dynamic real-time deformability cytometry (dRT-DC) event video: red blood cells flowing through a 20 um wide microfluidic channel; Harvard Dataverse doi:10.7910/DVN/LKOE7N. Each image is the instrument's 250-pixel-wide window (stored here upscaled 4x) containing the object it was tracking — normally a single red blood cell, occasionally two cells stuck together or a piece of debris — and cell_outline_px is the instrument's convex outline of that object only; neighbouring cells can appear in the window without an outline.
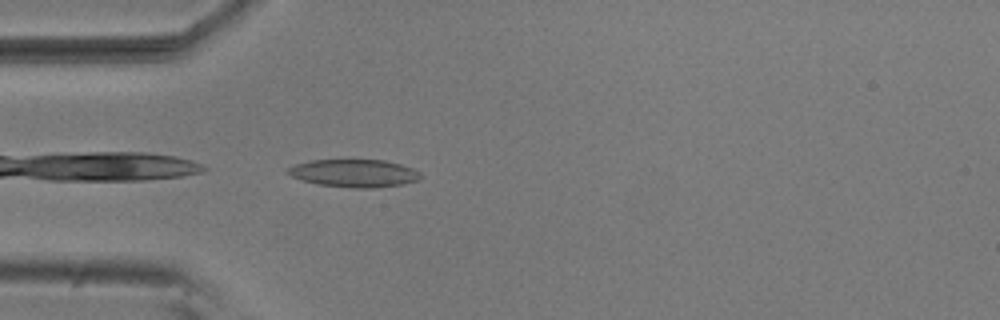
{"species": "common noctule bat (a hibernating species)", "species_latin": "Nyctalus noctula", "temperature_condition": "room temperature", "stored_images_in_passage": 29, "camera_frame_rate_fps": 3000, "um_per_image_px": 0.085, "animal": {"sex": "male", "body_mass_g": 20.5, "forearm_length_mm": 52.5}, "frame": {"image": 1, "passage_image": 1, "time_ms": 0.0, "image_size_px": [1000, 320], "cell_outline_px": [[420, 176], [416, 180], [400, 184], [372, 188], [352, 188], [316, 184], [292, 176], [284, 172], [288, 168], [296, 164], [312, 160], [384, 160], [400, 164], [412, 168], [420, 172]], "centroid_in_image_um": [30.06, 14.72], "position_along_channel_um": 54.9, "area_um2": 21.21}}
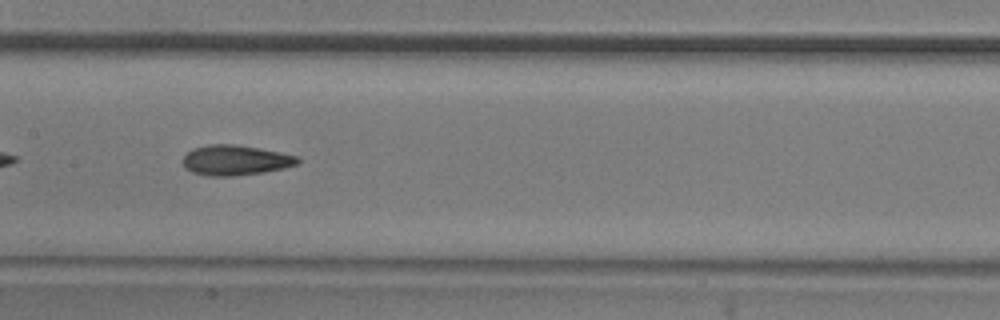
{"frame": {"image": 2, "passage_image": 12, "time_ms": 3.667, "image_size_px": [1000, 320], "cell_outline_px": [[300, 164], [284, 168], [264, 172], [236, 176], [208, 176], [192, 172], [184, 168], [184, 156], [192, 148], [208, 144], [232, 144], [260, 148], [280, 152], [296, 156], [300, 160]], "centroid_in_image_um": [20.01, 13.62], "position_along_channel_um": 187.4, "area_um2": 20.29}}
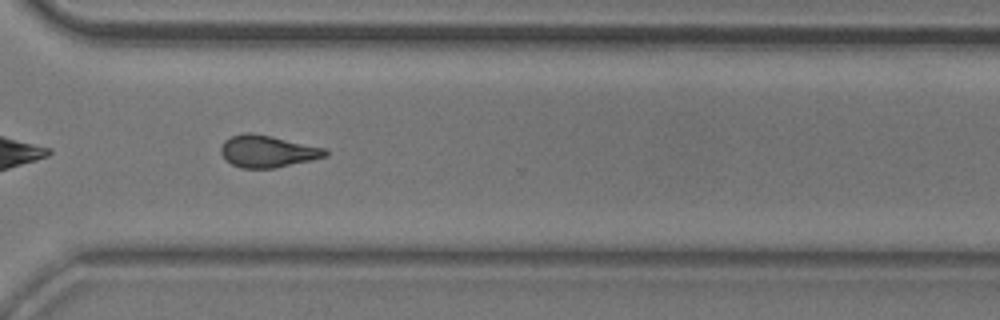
{"frame": {"image": 3, "passage_image": 25, "time_ms": 8.0, "image_size_px": [1000, 320], "cell_outline_px": [[328, 156], [312, 160], [276, 168], [240, 168], [232, 164], [220, 152], [220, 144], [224, 140], [232, 136], [244, 132], [252, 132], [272, 136], [328, 148]], "centroid_in_image_um": [22.77, 12.85], "position_along_channel_um": 347.8, "area_um2": 19.77}, "authors_computed_cell_mechanics": {"area_um2": 19.7676, "velocity_mm_per_s": 3.7221, "shape_relaxation_time_tau1_ms": 7.4809, "shape_relaxation_time_tau2_ms": 3.0902, "deformation_change_tau1": 0.1641, "deformation_change_tau2": 0.1145}}